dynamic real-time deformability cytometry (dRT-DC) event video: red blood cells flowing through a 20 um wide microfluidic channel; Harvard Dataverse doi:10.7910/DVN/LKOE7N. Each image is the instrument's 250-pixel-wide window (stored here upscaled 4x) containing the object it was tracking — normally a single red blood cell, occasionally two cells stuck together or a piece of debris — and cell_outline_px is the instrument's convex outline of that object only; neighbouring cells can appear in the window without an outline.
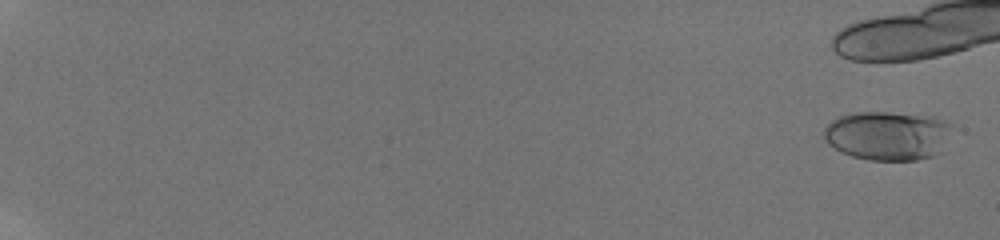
{"species": "human", "species_latin": "Homo sapiens", "temperature_condition": "room temperature", "stored_images_in_passage": 8, "camera_frame_rate_fps": 3000, "um_per_image_px": 0.085, "donor": {"sex": "male"}, "frame": {"image": 1, "passage_image": 1, "time_ms": 0.0, "image_size_px": [1000, 240], "cell_outline_px": [[952, 124], [932, 156], [916, 160], [868, 160], [852, 156], [840, 152], [828, 144], [824, 136], [824, 128], [832, 120], [840, 116], [856, 112], [888, 112], [944, 120]], "centroid_in_image_um": [75.3, 11.53], "position_along_channel_um": 9.7, "area_um2": 35.43}}